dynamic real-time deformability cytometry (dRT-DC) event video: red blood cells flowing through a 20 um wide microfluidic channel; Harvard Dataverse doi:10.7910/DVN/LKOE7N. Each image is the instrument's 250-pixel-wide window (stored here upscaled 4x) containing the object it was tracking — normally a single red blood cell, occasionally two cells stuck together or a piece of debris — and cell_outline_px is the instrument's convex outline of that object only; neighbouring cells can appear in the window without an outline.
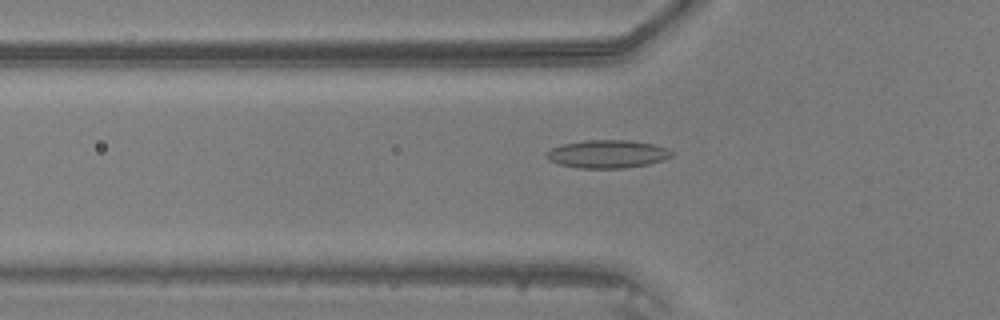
{"species": "common noctule bat (a hibernating species)", "species_latin": "Nyctalus noctula", "temperature_condition": "warm", "stored_images_in_passage": 36, "camera_frame_rate_fps": 3000, "um_per_image_px": 0.085, "animal": {"sex": "male", "body_mass_g": 20.5, "forearm_length_mm": 52.5}, "frame": {"image": 1, "passage_image": 11, "time_ms": 3.333, "image_size_px": [1000, 320], "cell_outline_px": [[672, 156], [664, 160], [648, 164], [624, 168], [580, 168], [560, 164], [548, 160], [544, 156], [544, 152], [552, 148], [564, 144], [584, 140], [628, 140], [652, 144], [668, 148], [672, 152]], "centroid_in_image_um": [51.61, 13.09], "position_along_channel_um": 74.2, "area_um2": 20.46}}
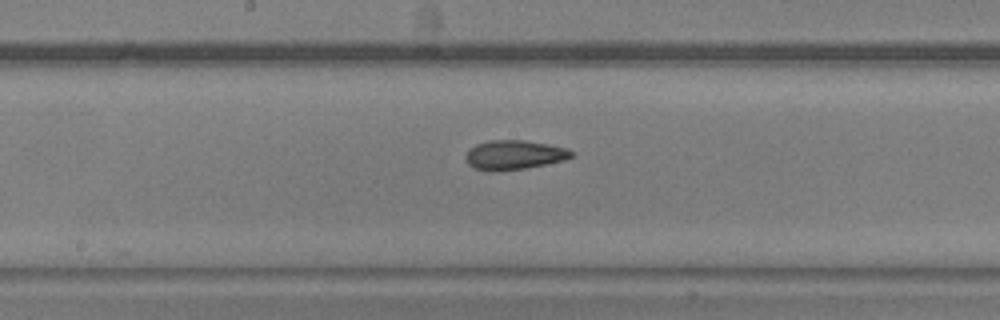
{"frame": {"image": 2, "passage_image": 20, "time_ms": 6.333, "image_size_px": [1000, 320], "cell_outline_px": [[572, 156], [564, 160], [524, 168], [496, 172], [492, 172], [472, 168], [464, 160], [464, 156], [476, 144], [488, 140], [524, 140], [548, 144], [568, 148], [572, 152]], "centroid_in_image_um": [43.65, 13.17], "position_along_channel_um": 204.6, "area_um2": 18.15}}
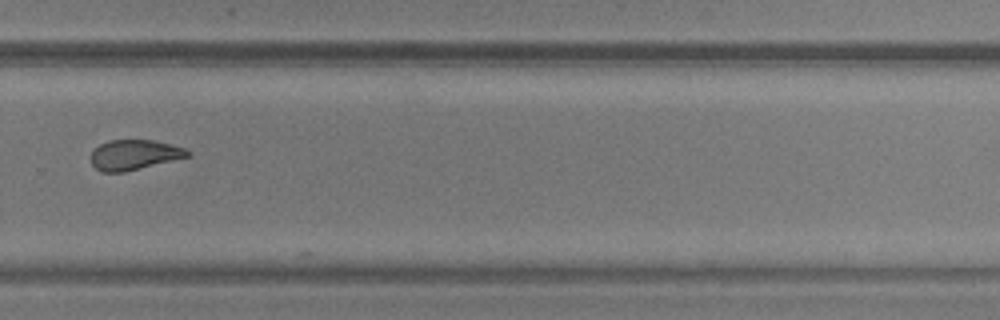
{"frame": {"image": 3, "passage_image": 28, "time_ms": 9.0, "image_size_px": [1000, 320], "cell_outline_px": [[188, 156], [124, 172], [100, 172], [92, 164], [92, 152], [100, 144], [108, 140], [152, 140], [184, 148], [188, 152]], "centroid_in_image_um": [11.35, 13.16], "position_along_channel_um": 318.5, "area_um2": 16.47}}